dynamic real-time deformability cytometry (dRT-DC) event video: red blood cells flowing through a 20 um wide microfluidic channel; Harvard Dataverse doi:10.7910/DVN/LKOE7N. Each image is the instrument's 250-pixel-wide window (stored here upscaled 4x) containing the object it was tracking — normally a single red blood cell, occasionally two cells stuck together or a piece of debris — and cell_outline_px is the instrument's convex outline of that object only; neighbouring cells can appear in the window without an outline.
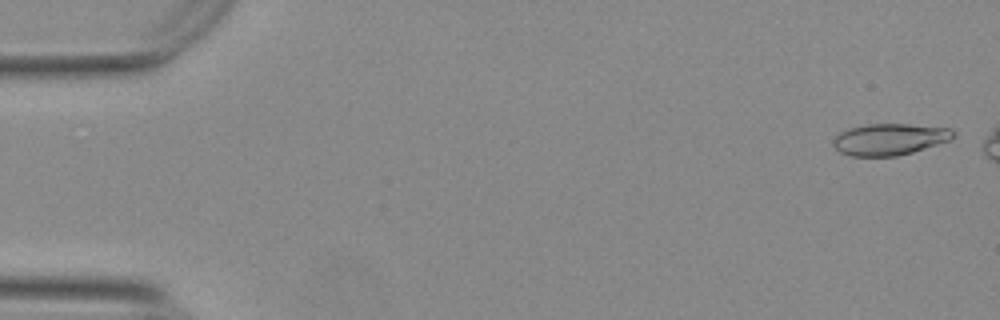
{"species": "Egyptian fruit bat (a non-hibernating species)", "species_latin": "Rousettus aegyptiacus", "temperature_condition": "warm", "stored_images_in_passage": 9, "camera_frame_rate_fps": 3000, "um_per_image_px": 0.085, "animal": {"sex": "female"}, "frame": {"image": 1, "passage_image": 2, "time_ms": 0.333, "image_size_px": [1000, 320], "cell_outline_px": [[956, 136], [948, 140], [912, 152], [896, 156], [852, 156], [840, 152], [832, 144], [832, 140], [840, 132], [848, 128], [868, 124], [908, 124], [952, 128], [956, 132]], "centroid_in_image_um": [75.61, 11.83], "position_along_channel_um": 9.4, "area_um2": 22.02}}